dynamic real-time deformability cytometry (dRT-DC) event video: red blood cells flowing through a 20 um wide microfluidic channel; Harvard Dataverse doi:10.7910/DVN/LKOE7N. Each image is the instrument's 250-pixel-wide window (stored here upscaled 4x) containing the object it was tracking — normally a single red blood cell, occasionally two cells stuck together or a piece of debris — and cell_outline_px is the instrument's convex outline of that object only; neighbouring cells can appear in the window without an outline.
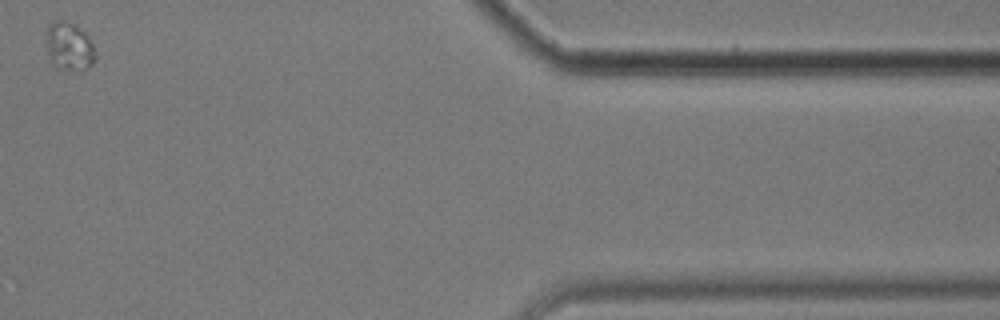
{"species": "common noctule bat (a hibernating species)", "species_latin": "Nyctalus noctula", "temperature_condition": "cold", "stored_images_in_passage": 12, "camera_frame_rate_fps": 3000, "um_per_image_px": 0.085, "animal": {"sex": "male", "body_mass_g": 17.9}, "frame": {"image": 1, "passage_image": 11, "time_ms": 12.667, "image_size_px": [1000, 320], "cell_outline_px": [[96, 60], [88, 68], [80, 72], [56, 68], [52, 64], [48, 52], [48, 24], [52, 20], [64, 20], [72, 24], [84, 32], [88, 36], [96, 52]], "centroid_in_image_um": [5.92, 3.99], "position_along_channel_um": 405.5, "area_um2": 13.87}}